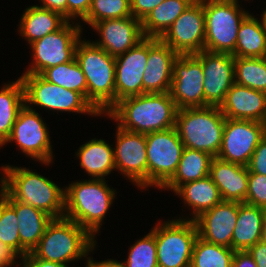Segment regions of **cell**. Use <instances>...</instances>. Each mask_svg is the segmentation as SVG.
<instances>
[{"instance_id":"1","label":"cell","mask_w":266,"mask_h":267,"mask_svg":"<svg viewBox=\"0 0 266 267\" xmlns=\"http://www.w3.org/2000/svg\"><path fill=\"white\" fill-rule=\"evenodd\" d=\"M177 110L169 92L144 93L119 100L106 115L124 130L147 134L175 127Z\"/></svg>"},{"instance_id":"2","label":"cell","mask_w":266,"mask_h":267,"mask_svg":"<svg viewBox=\"0 0 266 267\" xmlns=\"http://www.w3.org/2000/svg\"><path fill=\"white\" fill-rule=\"evenodd\" d=\"M1 187L14 199L40 209L52 218L64 217L65 189L28 168L2 166Z\"/></svg>"},{"instance_id":"3","label":"cell","mask_w":266,"mask_h":267,"mask_svg":"<svg viewBox=\"0 0 266 267\" xmlns=\"http://www.w3.org/2000/svg\"><path fill=\"white\" fill-rule=\"evenodd\" d=\"M105 181L90 178L72 182L65 188L64 217L79 224L94 239L117 194Z\"/></svg>"},{"instance_id":"4","label":"cell","mask_w":266,"mask_h":267,"mask_svg":"<svg viewBox=\"0 0 266 267\" xmlns=\"http://www.w3.org/2000/svg\"><path fill=\"white\" fill-rule=\"evenodd\" d=\"M96 240L79 224L66 217L53 218L38 245L31 253L38 259L66 265L88 258L95 249Z\"/></svg>"},{"instance_id":"5","label":"cell","mask_w":266,"mask_h":267,"mask_svg":"<svg viewBox=\"0 0 266 267\" xmlns=\"http://www.w3.org/2000/svg\"><path fill=\"white\" fill-rule=\"evenodd\" d=\"M75 58L87 83V100L100 113L115 104V57L89 40H79Z\"/></svg>"},{"instance_id":"6","label":"cell","mask_w":266,"mask_h":267,"mask_svg":"<svg viewBox=\"0 0 266 267\" xmlns=\"http://www.w3.org/2000/svg\"><path fill=\"white\" fill-rule=\"evenodd\" d=\"M226 118L217 106L182 108L176 113L175 128L186 148L217 157Z\"/></svg>"},{"instance_id":"7","label":"cell","mask_w":266,"mask_h":267,"mask_svg":"<svg viewBox=\"0 0 266 267\" xmlns=\"http://www.w3.org/2000/svg\"><path fill=\"white\" fill-rule=\"evenodd\" d=\"M238 0H203L205 14V46L210 52L235 51L237 34L242 21L249 15Z\"/></svg>"},{"instance_id":"8","label":"cell","mask_w":266,"mask_h":267,"mask_svg":"<svg viewBox=\"0 0 266 267\" xmlns=\"http://www.w3.org/2000/svg\"><path fill=\"white\" fill-rule=\"evenodd\" d=\"M158 224L151 229L156 239L158 267H190L198 237L195 221L179 218Z\"/></svg>"},{"instance_id":"9","label":"cell","mask_w":266,"mask_h":267,"mask_svg":"<svg viewBox=\"0 0 266 267\" xmlns=\"http://www.w3.org/2000/svg\"><path fill=\"white\" fill-rule=\"evenodd\" d=\"M20 79L24 86L25 105L34 104L55 112L101 115L81 93L50 83L40 74H23Z\"/></svg>"},{"instance_id":"10","label":"cell","mask_w":266,"mask_h":267,"mask_svg":"<svg viewBox=\"0 0 266 267\" xmlns=\"http://www.w3.org/2000/svg\"><path fill=\"white\" fill-rule=\"evenodd\" d=\"M147 187L161 189L175 174L185 146L175 127L145 134Z\"/></svg>"},{"instance_id":"11","label":"cell","mask_w":266,"mask_h":267,"mask_svg":"<svg viewBox=\"0 0 266 267\" xmlns=\"http://www.w3.org/2000/svg\"><path fill=\"white\" fill-rule=\"evenodd\" d=\"M67 21L59 30L30 44L33 63L23 74H41L45 69L70 62L81 39L82 28L78 22L74 25Z\"/></svg>"},{"instance_id":"12","label":"cell","mask_w":266,"mask_h":267,"mask_svg":"<svg viewBox=\"0 0 266 267\" xmlns=\"http://www.w3.org/2000/svg\"><path fill=\"white\" fill-rule=\"evenodd\" d=\"M46 123L31 105H24L18 112L10 137L3 144L11 141L18 144L22 153L49 165L53 162V151Z\"/></svg>"},{"instance_id":"13","label":"cell","mask_w":266,"mask_h":267,"mask_svg":"<svg viewBox=\"0 0 266 267\" xmlns=\"http://www.w3.org/2000/svg\"><path fill=\"white\" fill-rule=\"evenodd\" d=\"M160 39L179 55L196 54L204 50L203 0H194Z\"/></svg>"},{"instance_id":"14","label":"cell","mask_w":266,"mask_h":267,"mask_svg":"<svg viewBox=\"0 0 266 267\" xmlns=\"http://www.w3.org/2000/svg\"><path fill=\"white\" fill-rule=\"evenodd\" d=\"M264 137V123L226 118L217 157L230 163L247 166L254 150Z\"/></svg>"},{"instance_id":"15","label":"cell","mask_w":266,"mask_h":267,"mask_svg":"<svg viewBox=\"0 0 266 267\" xmlns=\"http://www.w3.org/2000/svg\"><path fill=\"white\" fill-rule=\"evenodd\" d=\"M202 63L193 55H179L173 64L169 94L177 109L204 107Z\"/></svg>"},{"instance_id":"16","label":"cell","mask_w":266,"mask_h":267,"mask_svg":"<svg viewBox=\"0 0 266 267\" xmlns=\"http://www.w3.org/2000/svg\"><path fill=\"white\" fill-rule=\"evenodd\" d=\"M116 128L115 169L143 190L147 188L145 134L127 131L118 126Z\"/></svg>"},{"instance_id":"17","label":"cell","mask_w":266,"mask_h":267,"mask_svg":"<svg viewBox=\"0 0 266 267\" xmlns=\"http://www.w3.org/2000/svg\"><path fill=\"white\" fill-rule=\"evenodd\" d=\"M193 55L202 63L204 107H220L227 92L235 83L234 56L230 53L207 50Z\"/></svg>"},{"instance_id":"18","label":"cell","mask_w":266,"mask_h":267,"mask_svg":"<svg viewBox=\"0 0 266 267\" xmlns=\"http://www.w3.org/2000/svg\"><path fill=\"white\" fill-rule=\"evenodd\" d=\"M148 37L115 57V103L143 94V75L147 66Z\"/></svg>"},{"instance_id":"19","label":"cell","mask_w":266,"mask_h":267,"mask_svg":"<svg viewBox=\"0 0 266 267\" xmlns=\"http://www.w3.org/2000/svg\"><path fill=\"white\" fill-rule=\"evenodd\" d=\"M91 27L101 37L92 42L113 57L122 55L145 38L141 21L133 16L98 21Z\"/></svg>"},{"instance_id":"20","label":"cell","mask_w":266,"mask_h":267,"mask_svg":"<svg viewBox=\"0 0 266 267\" xmlns=\"http://www.w3.org/2000/svg\"><path fill=\"white\" fill-rule=\"evenodd\" d=\"M178 56L179 54L160 38L148 37V58L143 75V94L169 92L173 64Z\"/></svg>"},{"instance_id":"21","label":"cell","mask_w":266,"mask_h":267,"mask_svg":"<svg viewBox=\"0 0 266 267\" xmlns=\"http://www.w3.org/2000/svg\"><path fill=\"white\" fill-rule=\"evenodd\" d=\"M237 217L238 202H220L194 220L198 237L206 242L231 248Z\"/></svg>"},{"instance_id":"22","label":"cell","mask_w":266,"mask_h":267,"mask_svg":"<svg viewBox=\"0 0 266 267\" xmlns=\"http://www.w3.org/2000/svg\"><path fill=\"white\" fill-rule=\"evenodd\" d=\"M219 108L225 118L263 123L266 118V93L234 83Z\"/></svg>"},{"instance_id":"23","label":"cell","mask_w":266,"mask_h":267,"mask_svg":"<svg viewBox=\"0 0 266 267\" xmlns=\"http://www.w3.org/2000/svg\"><path fill=\"white\" fill-rule=\"evenodd\" d=\"M209 176L219 189L223 201L245 202L248 190L247 166L213 157Z\"/></svg>"},{"instance_id":"24","label":"cell","mask_w":266,"mask_h":267,"mask_svg":"<svg viewBox=\"0 0 266 267\" xmlns=\"http://www.w3.org/2000/svg\"><path fill=\"white\" fill-rule=\"evenodd\" d=\"M0 195L15 209L20 243L30 253L38 245L53 218L40 209L14 200L2 187Z\"/></svg>"},{"instance_id":"25","label":"cell","mask_w":266,"mask_h":267,"mask_svg":"<svg viewBox=\"0 0 266 267\" xmlns=\"http://www.w3.org/2000/svg\"><path fill=\"white\" fill-rule=\"evenodd\" d=\"M266 226V209L247 203H238V217L233 230L231 248L246 251L263 241Z\"/></svg>"},{"instance_id":"26","label":"cell","mask_w":266,"mask_h":267,"mask_svg":"<svg viewBox=\"0 0 266 267\" xmlns=\"http://www.w3.org/2000/svg\"><path fill=\"white\" fill-rule=\"evenodd\" d=\"M174 192L193 210V217L184 220L194 221L202 213L223 201L219 189L209 175L180 185Z\"/></svg>"},{"instance_id":"27","label":"cell","mask_w":266,"mask_h":267,"mask_svg":"<svg viewBox=\"0 0 266 267\" xmlns=\"http://www.w3.org/2000/svg\"><path fill=\"white\" fill-rule=\"evenodd\" d=\"M25 10L18 31L24 39H27L28 44L59 30L68 21L61 14L38 5L27 7Z\"/></svg>"},{"instance_id":"28","label":"cell","mask_w":266,"mask_h":267,"mask_svg":"<svg viewBox=\"0 0 266 267\" xmlns=\"http://www.w3.org/2000/svg\"><path fill=\"white\" fill-rule=\"evenodd\" d=\"M80 167L92 179H105L115 169L114 148L103 139H91L76 152Z\"/></svg>"},{"instance_id":"29","label":"cell","mask_w":266,"mask_h":267,"mask_svg":"<svg viewBox=\"0 0 266 267\" xmlns=\"http://www.w3.org/2000/svg\"><path fill=\"white\" fill-rule=\"evenodd\" d=\"M212 158L207 152L185 147L175 174L161 190L170 189L174 192L180 185L208 176Z\"/></svg>"},{"instance_id":"30","label":"cell","mask_w":266,"mask_h":267,"mask_svg":"<svg viewBox=\"0 0 266 267\" xmlns=\"http://www.w3.org/2000/svg\"><path fill=\"white\" fill-rule=\"evenodd\" d=\"M234 57H266V29L260 19L249 14L241 23L232 54Z\"/></svg>"},{"instance_id":"31","label":"cell","mask_w":266,"mask_h":267,"mask_svg":"<svg viewBox=\"0 0 266 267\" xmlns=\"http://www.w3.org/2000/svg\"><path fill=\"white\" fill-rule=\"evenodd\" d=\"M194 0H164L141 22L145 37L161 38Z\"/></svg>"},{"instance_id":"32","label":"cell","mask_w":266,"mask_h":267,"mask_svg":"<svg viewBox=\"0 0 266 267\" xmlns=\"http://www.w3.org/2000/svg\"><path fill=\"white\" fill-rule=\"evenodd\" d=\"M24 105V86L20 78L1 88L0 147L10 137L18 112Z\"/></svg>"},{"instance_id":"33","label":"cell","mask_w":266,"mask_h":267,"mask_svg":"<svg viewBox=\"0 0 266 267\" xmlns=\"http://www.w3.org/2000/svg\"><path fill=\"white\" fill-rule=\"evenodd\" d=\"M40 75L50 83L81 93L87 99L86 79L76 58L70 62L47 68Z\"/></svg>"},{"instance_id":"34","label":"cell","mask_w":266,"mask_h":267,"mask_svg":"<svg viewBox=\"0 0 266 267\" xmlns=\"http://www.w3.org/2000/svg\"><path fill=\"white\" fill-rule=\"evenodd\" d=\"M235 83L266 93V57H234Z\"/></svg>"},{"instance_id":"35","label":"cell","mask_w":266,"mask_h":267,"mask_svg":"<svg viewBox=\"0 0 266 267\" xmlns=\"http://www.w3.org/2000/svg\"><path fill=\"white\" fill-rule=\"evenodd\" d=\"M235 251L197 237L190 267H232Z\"/></svg>"},{"instance_id":"36","label":"cell","mask_w":266,"mask_h":267,"mask_svg":"<svg viewBox=\"0 0 266 267\" xmlns=\"http://www.w3.org/2000/svg\"><path fill=\"white\" fill-rule=\"evenodd\" d=\"M15 209L0 195V241L21 260L29 253L20 243Z\"/></svg>"},{"instance_id":"37","label":"cell","mask_w":266,"mask_h":267,"mask_svg":"<svg viewBox=\"0 0 266 267\" xmlns=\"http://www.w3.org/2000/svg\"><path fill=\"white\" fill-rule=\"evenodd\" d=\"M131 16L130 0H92L89 12L82 21L92 26L98 21Z\"/></svg>"},{"instance_id":"38","label":"cell","mask_w":266,"mask_h":267,"mask_svg":"<svg viewBox=\"0 0 266 267\" xmlns=\"http://www.w3.org/2000/svg\"><path fill=\"white\" fill-rule=\"evenodd\" d=\"M126 267H158L155 234L150 231L146 236L130 246Z\"/></svg>"},{"instance_id":"39","label":"cell","mask_w":266,"mask_h":267,"mask_svg":"<svg viewBox=\"0 0 266 267\" xmlns=\"http://www.w3.org/2000/svg\"><path fill=\"white\" fill-rule=\"evenodd\" d=\"M244 203L266 209V176L248 171V190Z\"/></svg>"},{"instance_id":"40","label":"cell","mask_w":266,"mask_h":267,"mask_svg":"<svg viewBox=\"0 0 266 267\" xmlns=\"http://www.w3.org/2000/svg\"><path fill=\"white\" fill-rule=\"evenodd\" d=\"M248 171L266 176V136L260 141L247 165Z\"/></svg>"},{"instance_id":"41","label":"cell","mask_w":266,"mask_h":267,"mask_svg":"<svg viewBox=\"0 0 266 267\" xmlns=\"http://www.w3.org/2000/svg\"><path fill=\"white\" fill-rule=\"evenodd\" d=\"M164 0H130V10L134 18L141 22Z\"/></svg>"},{"instance_id":"42","label":"cell","mask_w":266,"mask_h":267,"mask_svg":"<svg viewBox=\"0 0 266 267\" xmlns=\"http://www.w3.org/2000/svg\"><path fill=\"white\" fill-rule=\"evenodd\" d=\"M92 0H67V20L84 19L91 7ZM72 19V20H71Z\"/></svg>"},{"instance_id":"43","label":"cell","mask_w":266,"mask_h":267,"mask_svg":"<svg viewBox=\"0 0 266 267\" xmlns=\"http://www.w3.org/2000/svg\"><path fill=\"white\" fill-rule=\"evenodd\" d=\"M23 262V263H22ZM19 266L22 267H67L64 264L58 262H51L36 258L31 252L28 253L23 259Z\"/></svg>"},{"instance_id":"44","label":"cell","mask_w":266,"mask_h":267,"mask_svg":"<svg viewBox=\"0 0 266 267\" xmlns=\"http://www.w3.org/2000/svg\"><path fill=\"white\" fill-rule=\"evenodd\" d=\"M257 267H266V242L260 241L247 250Z\"/></svg>"},{"instance_id":"45","label":"cell","mask_w":266,"mask_h":267,"mask_svg":"<svg viewBox=\"0 0 266 267\" xmlns=\"http://www.w3.org/2000/svg\"><path fill=\"white\" fill-rule=\"evenodd\" d=\"M232 267H257V265L252 256L246 250L235 251L232 261Z\"/></svg>"},{"instance_id":"46","label":"cell","mask_w":266,"mask_h":267,"mask_svg":"<svg viewBox=\"0 0 266 267\" xmlns=\"http://www.w3.org/2000/svg\"><path fill=\"white\" fill-rule=\"evenodd\" d=\"M42 6L50 11L57 12L67 19V0H40Z\"/></svg>"},{"instance_id":"47","label":"cell","mask_w":266,"mask_h":267,"mask_svg":"<svg viewBox=\"0 0 266 267\" xmlns=\"http://www.w3.org/2000/svg\"><path fill=\"white\" fill-rule=\"evenodd\" d=\"M17 257L19 258L6 244L0 241V267L14 266Z\"/></svg>"},{"instance_id":"48","label":"cell","mask_w":266,"mask_h":267,"mask_svg":"<svg viewBox=\"0 0 266 267\" xmlns=\"http://www.w3.org/2000/svg\"><path fill=\"white\" fill-rule=\"evenodd\" d=\"M85 267H126L124 262H119L114 259H107L105 261H94L93 258H87V263Z\"/></svg>"},{"instance_id":"49","label":"cell","mask_w":266,"mask_h":267,"mask_svg":"<svg viewBox=\"0 0 266 267\" xmlns=\"http://www.w3.org/2000/svg\"><path fill=\"white\" fill-rule=\"evenodd\" d=\"M261 24L263 25V27L266 29V9L263 12V14L261 15Z\"/></svg>"},{"instance_id":"50","label":"cell","mask_w":266,"mask_h":267,"mask_svg":"<svg viewBox=\"0 0 266 267\" xmlns=\"http://www.w3.org/2000/svg\"><path fill=\"white\" fill-rule=\"evenodd\" d=\"M263 240L266 242V226H265V230H264V238Z\"/></svg>"},{"instance_id":"51","label":"cell","mask_w":266,"mask_h":267,"mask_svg":"<svg viewBox=\"0 0 266 267\" xmlns=\"http://www.w3.org/2000/svg\"><path fill=\"white\" fill-rule=\"evenodd\" d=\"M264 129H265V136H266V118H265V120H264Z\"/></svg>"}]
</instances>
